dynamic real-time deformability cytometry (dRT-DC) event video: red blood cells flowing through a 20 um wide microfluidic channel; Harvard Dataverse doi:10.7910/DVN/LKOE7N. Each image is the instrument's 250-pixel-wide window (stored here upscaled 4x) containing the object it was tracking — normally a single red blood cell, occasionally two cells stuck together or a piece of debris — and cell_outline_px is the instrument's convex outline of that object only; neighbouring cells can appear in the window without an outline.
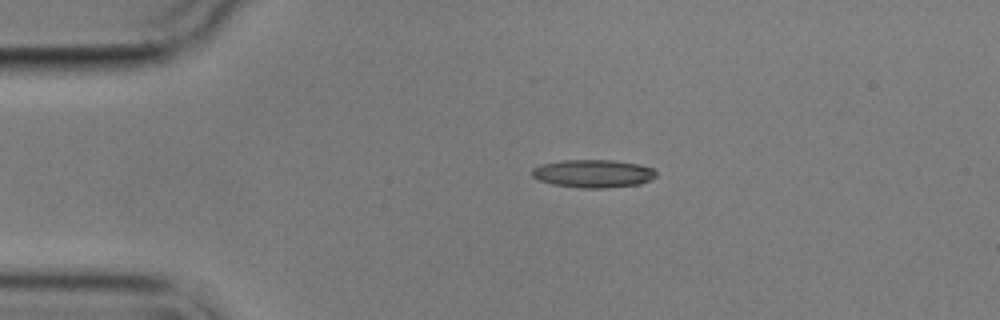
{"species": "common noctule bat (a hibernating species)", "species_latin": "Nyctalus noctula", "temperature_condition": "cold", "stored_images_in_passage": 4, "camera_frame_rate_fps": 3000, "um_per_image_px": 0.085, "animal": {"sex": "male", "body_mass_g": 17.9}, "frame": {"image": 1, "passage_image": 1, "time_ms": 0.0, "image_size_px": [1000, 320], "cell_outline_px": [[656, 176], [640, 184], [608, 188], [580, 188], [552, 184], [540, 180], [532, 176], [532, 168], [540, 164], [564, 160], [612, 160], [640, 164], [652, 168], [656, 172]], "centroid_in_image_um": [50.41, 14.75], "position_along_channel_um": 34.6, "area_um2": 20.29}}